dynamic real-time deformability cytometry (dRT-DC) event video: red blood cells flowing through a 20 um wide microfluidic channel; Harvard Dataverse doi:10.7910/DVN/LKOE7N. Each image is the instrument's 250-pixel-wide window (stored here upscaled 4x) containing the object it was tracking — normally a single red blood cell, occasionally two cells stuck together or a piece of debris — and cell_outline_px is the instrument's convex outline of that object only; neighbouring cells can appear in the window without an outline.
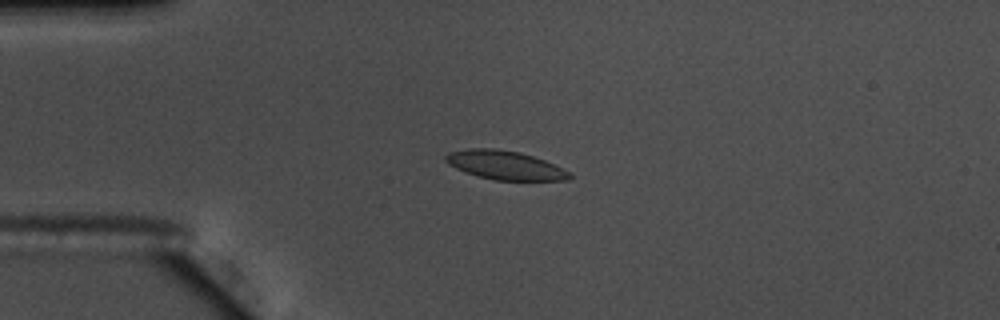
{"species": "common noctule bat (a hibernating species)", "species_latin": "Nyctalus noctula", "temperature_condition": "warm", "stored_images_in_passage": 43, "camera_frame_rate_fps": 3000, "um_per_image_px": 0.085, "animal": {"sex": "male", "body_mass_g": 17.5, "forearm_length_mm": 52.3}, "frame": {"image": 1, "passage_image": 1, "time_ms": 0.0, "image_size_px": [1000, 320], "cell_outline_px": [[572, 176], [568, 180], [496, 180], [464, 172], [448, 164], [444, 160], [444, 156], [448, 152], [468, 148], [496, 148], [520, 152], [544, 160], [572, 172]], "centroid_in_image_um": [42.91, 14.03], "position_along_channel_um": 42.1, "area_um2": 20.87}}
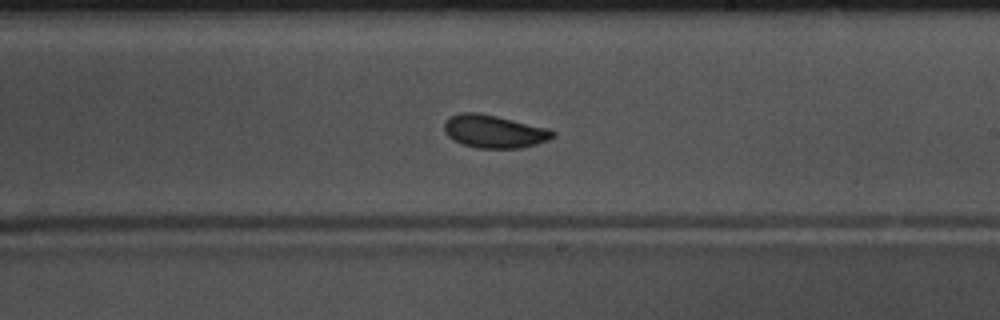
{"frame": {"image": 2, "passage_image": 20, "time_ms": 6.333, "image_size_px": [1000, 320], "cell_outline_px": [[556, 136], [548, 140], [536, 144], [520, 148], [476, 148], [464, 144], [448, 136], [444, 132], [444, 120], [460, 112], [476, 112], [496, 116], [548, 128], [556, 132]], "centroid_in_image_um": [42.01, 11.17], "position_along_channel_um": 247.0, "area_um2": 20.75}}
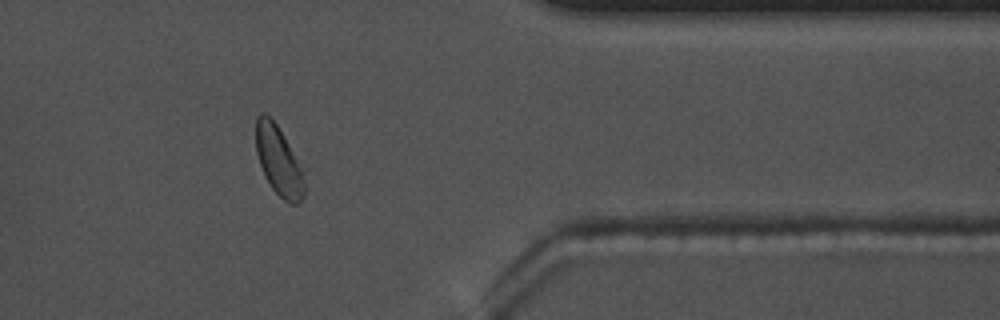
{"frame": {"image": 3, "passage_image": 33, "time_ms": 10.667, "image_size_px": [1000, 320], "cell_outline_px": [[304, 196], [300, 204], [288, 204], [272, 188], [264, 176], [256, 152], [256, 116], [260, 112], [264, 112], [276, 124], [304, 164]], "centroid_in_image_um": [23.74, 13.68], "position_along_channel_um": 387.7, "area_um2": 20.23}, "authors_computed_cell_mechanics": {"area_um2": 20.7502, "velocity_mm_per_s": 3.6424, "shape_relaxation_time_tau1_ms": 2.8641, "shape_relaxation_time_tau2_ms": 1.269, "deformation_change_tau1": 0.098, "deformation_change_tau2": 0.043}}